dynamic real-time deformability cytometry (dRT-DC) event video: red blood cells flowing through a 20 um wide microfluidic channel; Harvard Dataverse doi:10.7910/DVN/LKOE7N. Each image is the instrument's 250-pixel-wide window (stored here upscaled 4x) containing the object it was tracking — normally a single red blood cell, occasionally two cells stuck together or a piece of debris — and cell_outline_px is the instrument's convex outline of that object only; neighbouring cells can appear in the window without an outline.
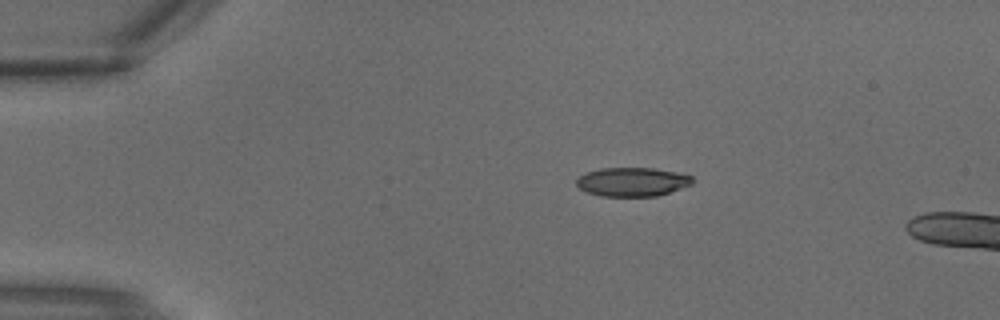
{"species": "common noctule bat (a hibernating species)", "species_latin": "Nyctalus noctula", "temperature_condition": "warm", "stored_images_in_passage": 3, "camera_frame_rate_fps": 3000, "um_per_image_px": 0.085, "animal": {"sex": "male", "body_mass_g": 18.8}, "frame": {"image": 1, "passage_image": 2, "time_ms": 0.333, "image_size_px": [1000, 320], "cell_outline_px": [[696, 180], [692, 184], [656, 196], [600, 196], [584, 192], [576, 184], [576, 180], [580, 176], [588, 172], [600, 168], [652, 168], [676, 172], [692, 176]], "centroid_in_image_um": [53.74, 15.46], "position_along_channel_um": 31.3, "area_um2": 19.48}}